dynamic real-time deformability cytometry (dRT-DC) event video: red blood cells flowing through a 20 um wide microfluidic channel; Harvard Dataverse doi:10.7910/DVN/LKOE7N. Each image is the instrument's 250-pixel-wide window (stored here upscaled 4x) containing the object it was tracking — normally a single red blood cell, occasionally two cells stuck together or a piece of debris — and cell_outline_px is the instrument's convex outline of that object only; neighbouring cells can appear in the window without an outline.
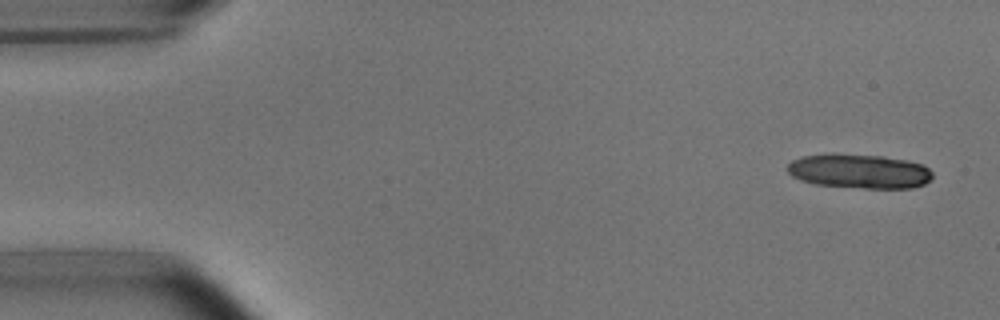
{"species": "common noctule bat (a hibernating species)", "species_latin": "Nyctalus noctula", "temperature_condition": "room temperature", "stored_images_in_passage": 2, "camera_frame_rate_fps": 3000, "um_per_image_px": 0.085, "animal": {"sex": "male", "body_mass_g": 15.6}, "frame": {"image": 1, "passage_image": 2, "time_ms": 1.333, "image_size_px": [1000, 320], "cell_outline_px": [[932, 176], [924, 184], [912, 188], [864, 188], [816, 184], [800, 180], [792, 176], [788, 172], [788, 164], [792, 160], [800, 156], [836, 152], [884, 156], [908, 160], [924, 164], [932, 172]], "centroid_in_image_um": [73.03, 14.52], "position_along_channel_um": 12.0, "area_um2": 29.48}}